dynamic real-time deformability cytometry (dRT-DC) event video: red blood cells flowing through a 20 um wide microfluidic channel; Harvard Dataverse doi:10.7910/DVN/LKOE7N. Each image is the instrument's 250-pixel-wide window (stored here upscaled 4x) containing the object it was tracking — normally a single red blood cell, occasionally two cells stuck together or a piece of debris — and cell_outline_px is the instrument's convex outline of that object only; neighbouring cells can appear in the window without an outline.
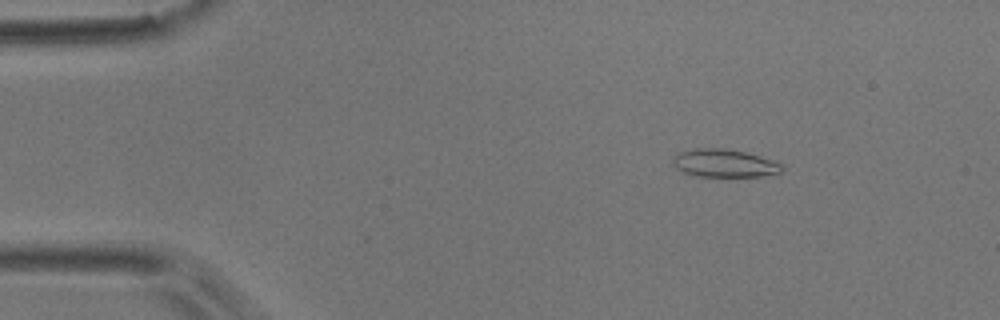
{"species": "common noctule bat (a hibernating species)", "species_latin": "Nyctalus noctula", "temperature_condition": "room temperature", "stored_images_in_passage": 15, "camera_frame_rate_fps": 3000, "um_per_image_px": 0.085, "animal": {"sex": "male", "body_mass_g": 17.9}, "frame": {"image": 1, "passage_image": 3, "time_ms": 0.667, "image_size_px": [1000, 320], "cell_outline_px": [[784, 168], [780, 172], [760, 176], [696, 176], [684, 172], [676, 168], [672, 164], [672, 160], [676, 152], [696, 148], [724, 148], [744, 152], [772, 160], [784, 164]], "centroid_in_image_um": [61.53, 13.86], "position_along_channel_um": 23.5, "area_um2": 17.74}}
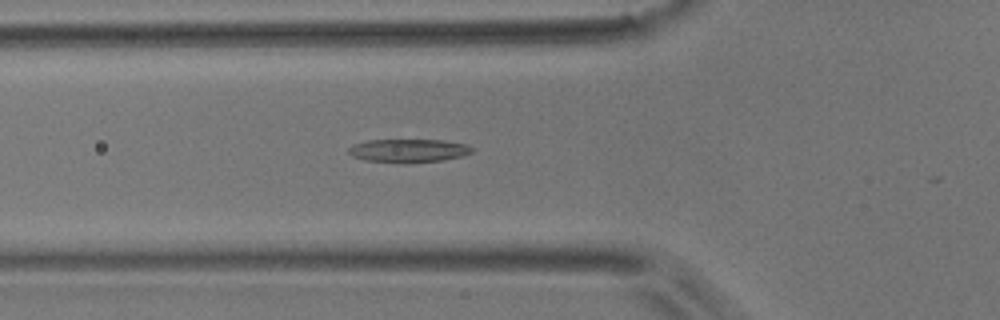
{"frame": {"image": 2, "passage_image": 14, "time_ms": 4.333, "image_size_px": [1000, 320], "cell_outline_px": [[476, 148], [472, 152], [464, 156], [444, 160], [364, 160], [352, 156], [348, 152], [348, 148], [352, 144], [368, 140], [444, 140], [468, 144]], "centroid_in_image_um": [34.79, 12.75], "position_along_channel_um": 91.0, "area_um2": 16.13}}